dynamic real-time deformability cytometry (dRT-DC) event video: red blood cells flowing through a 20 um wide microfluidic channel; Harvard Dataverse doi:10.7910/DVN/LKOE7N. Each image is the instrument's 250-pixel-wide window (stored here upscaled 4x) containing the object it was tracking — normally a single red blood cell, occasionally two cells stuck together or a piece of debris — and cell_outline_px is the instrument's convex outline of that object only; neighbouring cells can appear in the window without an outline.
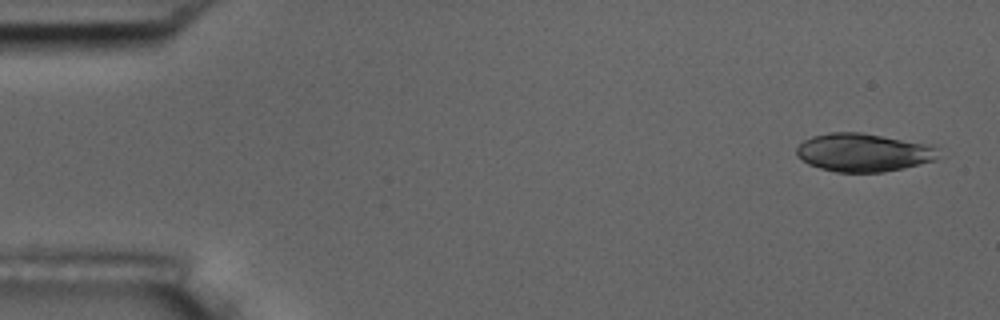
{"species": "common noctule bat (a hibernating species)", "species_latin": "Nyctalus noctula", "temperature_condition": "room temperature", "stored_images_in_passage": 4, "camera_frame_rate_fps": 3000, "um_per_image_px": 0.085, "animal": {"sex": "male", "body_mass_g": 17.5, "forearm_length_mm": 52.3}, "frame": {"image": 1, "passage_image": 1, "time_ms": 0.0, "image_size_px": [1000, 320], "cell_outline_px": [[936, 160], [904, 168], [884, 172], [836, 172], [820, 168], [808, 164], [796, 156], [796, 148], [804, 140], [812, 136], [828, 132], [860, 132], [932, 144], [936, 148]], "centroid_in_image_um": [73.37, 12.96], "position_along_channel_um": 11.6, "area_um2": 31.73}}
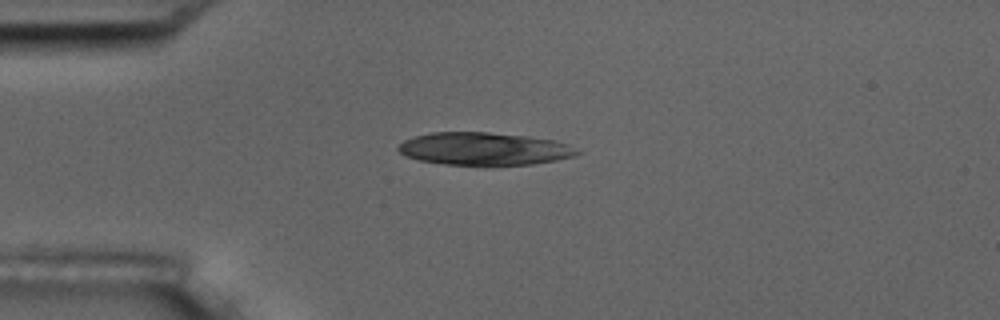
{"frame": {"image": 2, "passage_image": 4, "time_ms": 3.667, "image_size_px": [1000, 320], "cell_outline_px": [[580, 152], [576, 156], [556, 160], [532, 164], [444, 164], [420, 160], [404, 156], [396, 148], [404, 140], [416, 136], [432, 132], [488, 132], [528, 136], [556, 140], [568, 144]], "centroid_in_image_um": [41.15, 12.63], "position_along_channel_um": 43.8, "area_um2": 33.81}}